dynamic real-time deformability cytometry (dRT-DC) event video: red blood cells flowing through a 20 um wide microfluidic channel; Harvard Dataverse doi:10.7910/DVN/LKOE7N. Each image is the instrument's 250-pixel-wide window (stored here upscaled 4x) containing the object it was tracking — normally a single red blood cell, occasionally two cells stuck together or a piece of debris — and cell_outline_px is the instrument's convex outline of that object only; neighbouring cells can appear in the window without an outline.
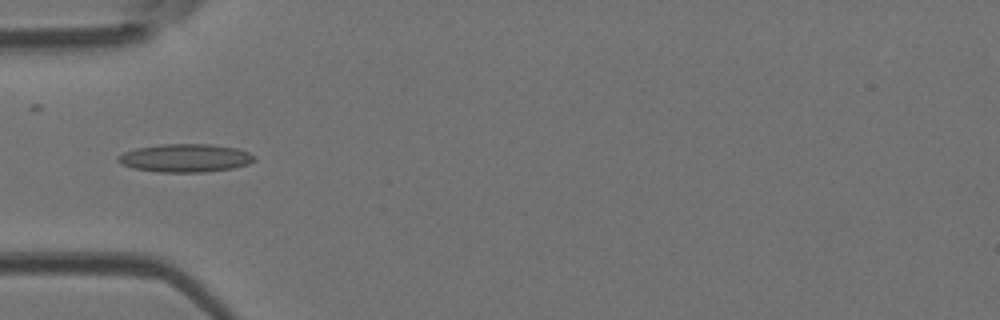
{"species": "Egyptian fruit bat (a non-hibernating species)", "species_latin": "Rousettus aegyptiacus", "temperature_condition": "room temperature", "stored_images_in_passage": 5, "camera_frame_rate_fps": 3000, "um_per_image_px": 0.085, "animal": {"sex": "female"}, "frame": {"image": 1, "passage_image": 5, "time_ms": 1.333, "image_size_px": [1000, 320], "cell_outline_px": [[256, 160], [248, 164], [232, 168], [204, 172], [156, 172], [132, 168], [120, 164], [116, 160], [116, 156], [124, 152], [136, 148], [160, 144], [208, 144], [236, 148], [248, 152], [256, 156]], "centroid_in_image_um": [15.71, 13.43], "position_along_channel_um": 69.3, "area_um2": 22.54}}